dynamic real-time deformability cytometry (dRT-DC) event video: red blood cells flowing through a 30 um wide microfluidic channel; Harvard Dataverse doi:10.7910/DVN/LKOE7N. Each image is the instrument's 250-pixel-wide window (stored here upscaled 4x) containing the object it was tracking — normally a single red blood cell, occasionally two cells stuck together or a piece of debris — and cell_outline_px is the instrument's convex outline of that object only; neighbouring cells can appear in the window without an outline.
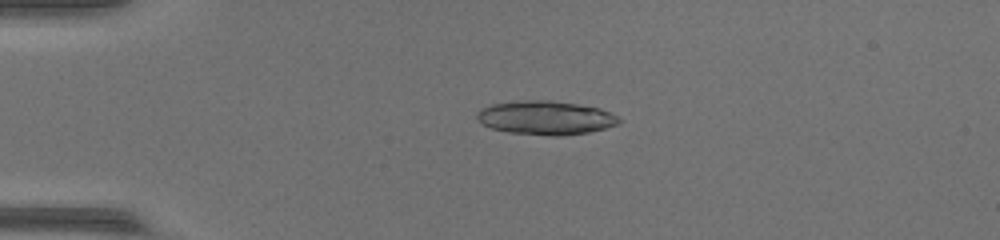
{"species": "common noctule bat (a hibernating species)", "species_latin": "Nyctalus noctula", "temperature_condition": "warm", "stored_images_in_passage": 7, "camera_frame_rate_fps": 3000, "um_per_image_px": 0.085, "animal": {"sex": "female", "body_mass_g": 17.0, "forearm_length_mm": 48.0}, "frame": {"image": 1, "passage_image": 1, "time_ms": 0.0, "image_size_px": [1000, 240], "cell_outline_px": [[620, 124], [588, 132], [560, 136], [556, 136], [508, 132], [492, 128], [476, 120], [476, 112], [492, 104], [524, 100], [548, 100], [576, 104], [600, 108], [612, 112], [620, 120]], "centroid_in_image_um": [46.39, 10.01], "position_along_channel_um": 38.6, "area_um2": 27.8}}